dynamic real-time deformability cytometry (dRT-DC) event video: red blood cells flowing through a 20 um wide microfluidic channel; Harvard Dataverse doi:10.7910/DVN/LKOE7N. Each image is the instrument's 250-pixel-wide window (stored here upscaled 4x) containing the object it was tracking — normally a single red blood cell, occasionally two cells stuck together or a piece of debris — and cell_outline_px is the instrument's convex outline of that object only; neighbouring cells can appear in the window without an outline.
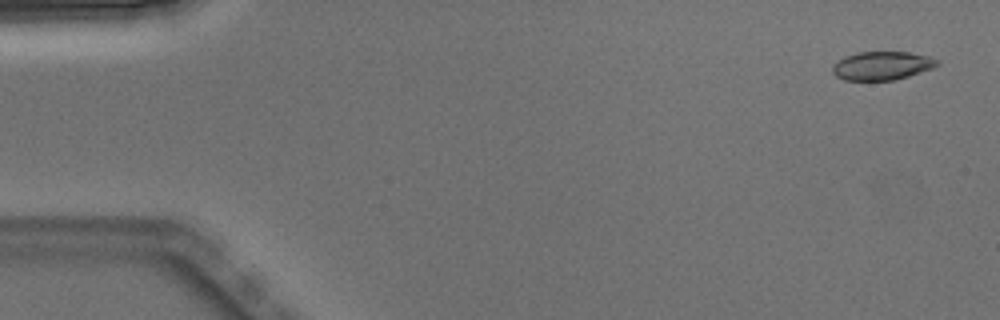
{"species": "Egyptian fruit bat (a non-hibernating species)", "species_latin": "Rousettus aegyptiacus", "temperature_condition": "warm", "stored_images_in_passage": 9, "camera_frame_rate_fps": 3000, "um_per_image_px": 0.085, "animal": {"sex": "male"}, "frame": {"image": 1, "passage_image": 1, "time_ms": 0.0, "image_size_px": [1000, 320], "cell_outline_px": [[940, 64], [932, 68], [908, 76], [892, 80], [844, 80], [836, 76], [832, 72], [832, 64], [844, 56], [856, 52], [908, 52], [928, 56], [940, 60]], "centroid_in_image_um": [74.95, 5.58], "position_along_channel_um": 10.1, "area_um2": 17.46}}
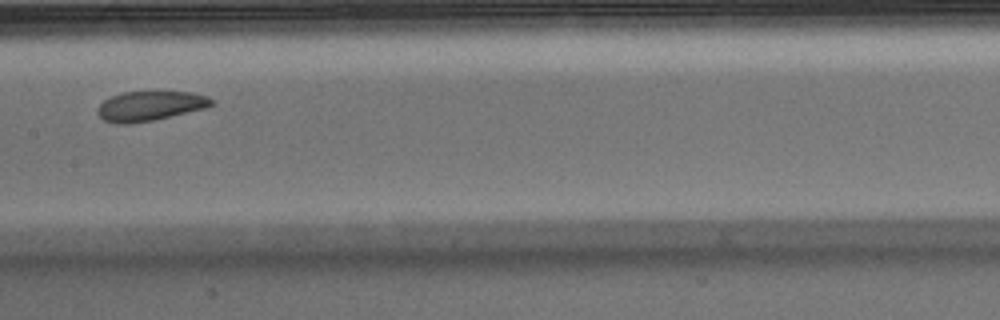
{"frame": {"image": 2, "passage_image": 8, "time_ms": 2.333, "image_size_px": [1000, 320], "cell_outline_px": [[216, 100], [212, 104], [204, 108], [152, 120], [128, 124], [116, 124], [104, 120], [96, 112], [96, 108], [104, 100], [120, 92], [192, 92], [208, 96]], "centroid_in_image_um": [12.72, 9.0], "position_along_channel_um": 194.7, "area_um2": 19.59}}
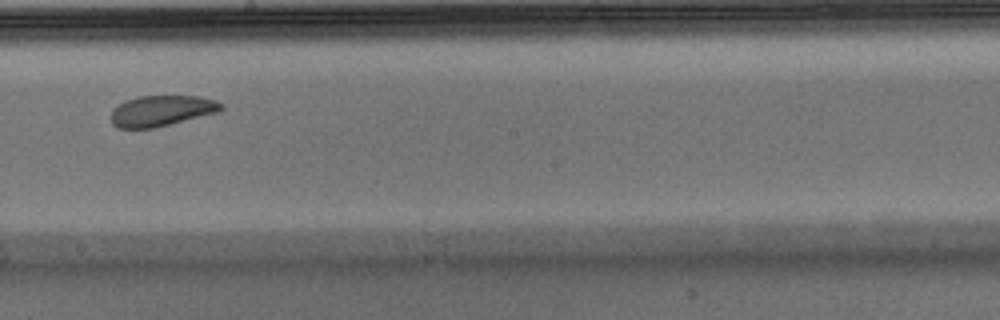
{"frame": {"image": 3, "passage_image": 9, "time_ms": 2.667, "image_size_px": [1000, 320], "cell_outline_px": [[224, 108], [220, 112], [156, 128], [116, 128], [112, 124], [112, 108], [116, 104], [124, 100], [140, 96], [200, 96], [216, 100], [224, 104]], "centroid_in_image_um": [13.75, 9.41], "position_along_channel_um": 234.4, "area_um2": 20.17}}